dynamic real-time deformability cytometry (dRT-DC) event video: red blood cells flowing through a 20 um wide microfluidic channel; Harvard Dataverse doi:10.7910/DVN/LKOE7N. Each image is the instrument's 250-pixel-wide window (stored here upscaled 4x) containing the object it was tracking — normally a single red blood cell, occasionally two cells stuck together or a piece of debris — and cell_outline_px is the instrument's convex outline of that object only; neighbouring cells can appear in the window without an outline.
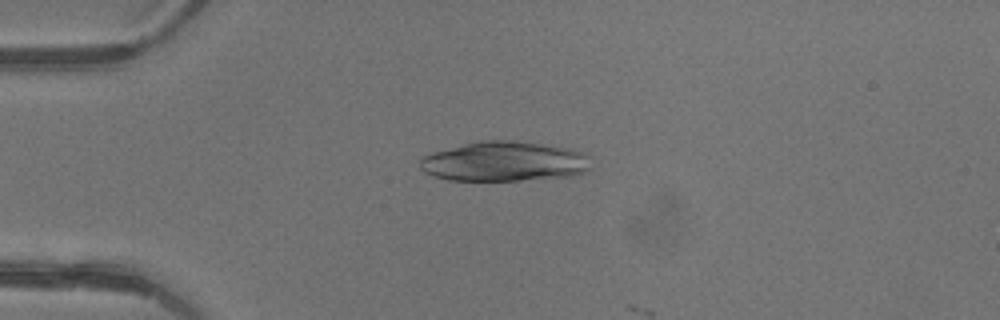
{"species": "common noctule bat (a hibernating species)", "species_latin": "Nyctalus noctula", "temperature_condition": "warm", "stored_images_in_passage": 5, "camera_frame_rate_fps": 3000, "um_per_image_px": 0.085, "animal": {"sex": "female"}, "frame": {"image": 1, "passage_image": 4, "time_ms": 1.0, "image_size_px": [1000, 320], "cell_outline_px": [[588, 168], [584, 172], [568, 176], [520, 180], [448, 180], [432, 176], [424, 172], [420, 168], [420, 160], [424, 156], [432, 152], [480, 140], [512, 140], [572, 148], [588, 156]], "centroid_in_image_um": [42.82, 13.72], "position_along_channel_um": 42.2, "area_um2": 39.48}}